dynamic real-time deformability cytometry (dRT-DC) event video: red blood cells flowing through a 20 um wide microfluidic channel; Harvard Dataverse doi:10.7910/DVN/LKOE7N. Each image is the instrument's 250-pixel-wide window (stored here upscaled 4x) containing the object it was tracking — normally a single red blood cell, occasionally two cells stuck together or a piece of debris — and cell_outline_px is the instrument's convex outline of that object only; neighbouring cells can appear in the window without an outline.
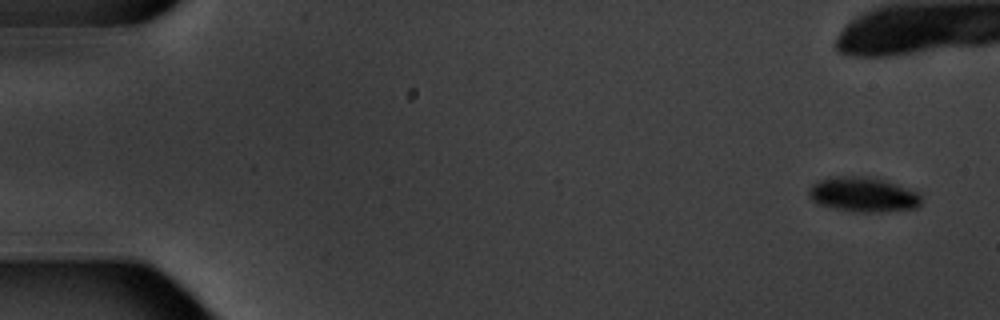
{"species": "common noctule bat (a hibernating species)", "species_latin": "Nyctalus noctula", "temperature_condition": "warm", "stored_images_in_passage": 6, "camera_frame_rate_fps": 3000, "um_per_image_px": 0.085, "animal": {"sex": "male", "body_mass_g": 20.1, "forearm_length_mm": 53.5}, "frame": {"image": 1, "passage_image": 1, "time_ms": 0.0, "image_size_px": [1000, 320], "cell_outline_px": [[920, 204], [916, 208], [884, 212], [852, 212], [820, 204], [812, 200], [808, 196], [808, 192], [812, 184], [820, 180], [848, 176], [860, 176], [884, 180], [916, 192], [920, 196]], "centroid_in_image_um": [73.36, 16.56], "position_along_channel_um": 11.6, "area_um2": 22.31}}